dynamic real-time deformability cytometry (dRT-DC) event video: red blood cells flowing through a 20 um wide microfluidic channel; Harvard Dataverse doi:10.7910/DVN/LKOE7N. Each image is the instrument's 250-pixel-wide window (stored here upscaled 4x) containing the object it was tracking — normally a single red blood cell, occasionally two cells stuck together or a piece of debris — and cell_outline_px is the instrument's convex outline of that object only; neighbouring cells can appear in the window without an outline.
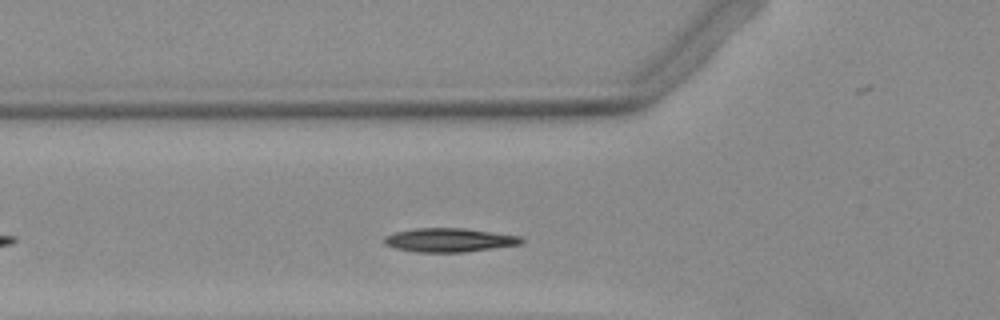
{"species": "Egyptian fruit bat (a non-hibernating species)", "species_latin": "Rousettus aegyptiacus", "temperature_condition": "warm", "stored_images_in_passage": 31, "camera_frame_rate_fps": 3000, "um_per_image_px": 0.085, "animal": {"sex": "female"}, "frame": {"image": 1, "passage_image": 7, "time_ms": 2.0, "image_size_px": [1000, 320], "cell_outline_px": [[524, 240], [520, 244], [464, 252], [416, 252], [396, 248], [384, 244], [384, 236], [396, 232], [416, 228], [464, 228], [520, 236]], "centroid_in_image_um": [38.16, 20.4], "position_along_channel_um": 87.6, "area_um2": 18.84}}
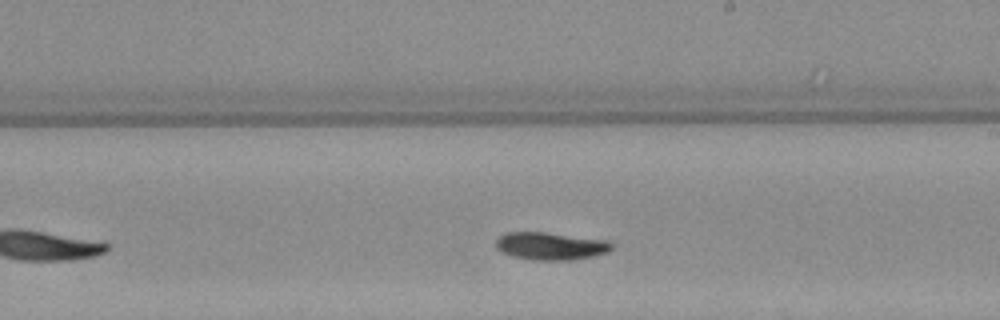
{"frame": {"image": 2, "passage_image": 19, "time_ms": 6.0, "image_size_px": [1000, 320], "cell_outline_px": [[612, 248], [608, 252], [592, 256], [568, 260], [536, 260], [512, 256], [496, 248], [496, 240], [504, 232], [544, 232], [608, 240], [612, 244]], "centroid_in_image_um": [46.8, 20.9], "position_along_channel_um": 242.2, "area_um2": 18.5}}
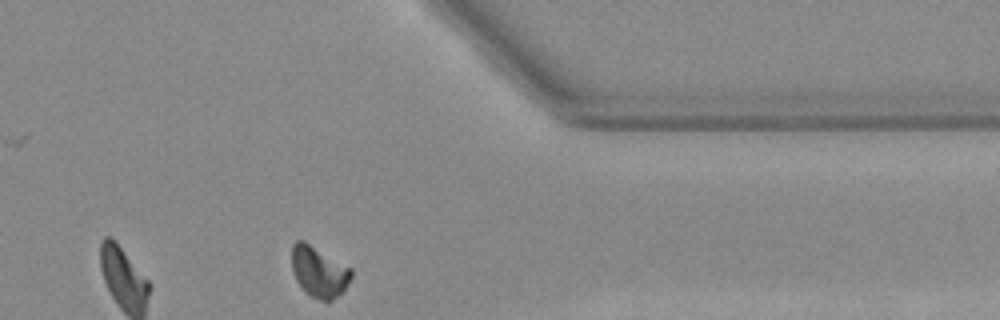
{"frame": {"image": 3, "passage_image": 31, "time_ms": 10.0, "image_size_px": [1000, 320], "cell_outline_px": [[352, 276], [348, 284], [332, 300], [320, 300], [304, 292], [296, 280], [292, 268], [292, 244], [296, 240], [304, 240], [352, 268]], "centroid_in_image_um": [27.1, 23.07], "position_along_channel_um": 384.3, "area_um2": 17.57}}